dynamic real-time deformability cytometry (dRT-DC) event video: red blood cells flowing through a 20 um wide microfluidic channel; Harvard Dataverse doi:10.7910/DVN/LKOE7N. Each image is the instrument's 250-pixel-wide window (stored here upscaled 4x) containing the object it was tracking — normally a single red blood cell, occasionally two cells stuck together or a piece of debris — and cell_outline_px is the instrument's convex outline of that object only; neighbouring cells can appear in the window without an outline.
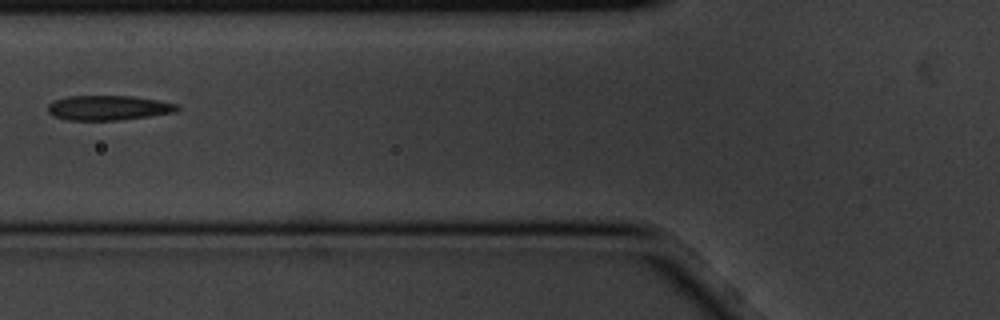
{"species": "common noctule bat (a hibernating species)", "species_latin": "Nyctalus noctula", "temperature_condition": "cold", "stored_images_in_passage": 3, "camera_frame_rate_fps": 3000, "um_per_image_px": 0.085, "animal": {"sex": "male", "body_mass_g": 20.1, "forearm_length_mm": 53.5}, "frame": {"image": 1, "passage_image": 3, "time_ms": 0.667, "image_size_px": [1000, 320], "cell_outline_px": [[180, 108], [176, 112], [148, 116], [116, 120], [64, 120], [52, 116], [48, 112], [48, 104], [56, 100], [68, 96], [132, 96], [156, 100], [176, 104]], "centroid_in_image_um": [9.17, 9.17], "position_along_channel_um": 116.6, "area_um2": 18.55}}